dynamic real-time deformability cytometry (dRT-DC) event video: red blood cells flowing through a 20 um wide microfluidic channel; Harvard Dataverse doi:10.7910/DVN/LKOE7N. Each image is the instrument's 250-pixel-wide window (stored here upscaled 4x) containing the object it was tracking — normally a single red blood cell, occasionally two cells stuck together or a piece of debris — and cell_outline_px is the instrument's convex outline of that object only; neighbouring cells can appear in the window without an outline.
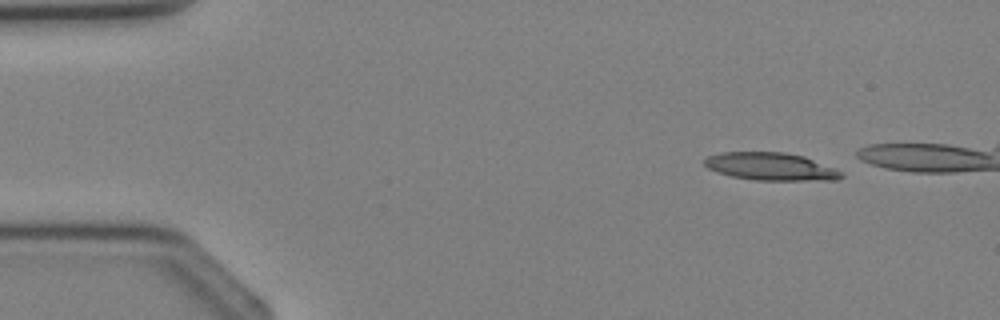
{"species": "Egyptian fruit bat (a non-hibernating species)", "species_latin": "Rousettus aegyptiacus", "temperature_condition": "cold", "stored_images_in_passage": 3, "camera_frame_rate_fps": 3000, "um_per_image_px": 0.085, "animal": {"sex": "female"}, "frame": {"image": 1, "passage_image": 1, "time_ms": 0.0, "image_size_px": [1000, 320], "cell_outline_px": [[844, 176], [840, 180], [756, 180], [732, 176], [716, 172], [708, 168], [704, 164], [704, 160], [708, 156], [720, 152], [784, 152], [804, 156], [836, 168]], "centroid_in_image_um": [65.53, 14.15], "position_along_channel_um": 19.5, "area_um2": 22.14}}